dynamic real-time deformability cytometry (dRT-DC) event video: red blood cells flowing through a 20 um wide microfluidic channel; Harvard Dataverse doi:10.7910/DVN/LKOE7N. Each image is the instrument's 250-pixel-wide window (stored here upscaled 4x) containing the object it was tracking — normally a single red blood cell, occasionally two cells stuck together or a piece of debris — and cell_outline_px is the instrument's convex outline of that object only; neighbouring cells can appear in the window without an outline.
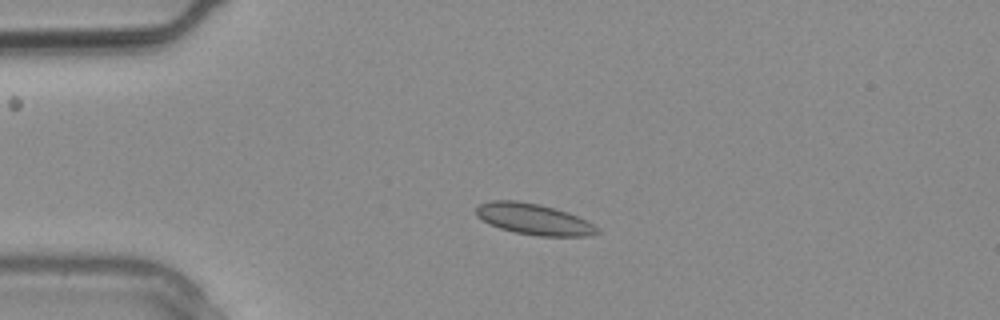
{"species": "common noctule bat (a hibernating species)", "species_latin": "Nyctalus noctula", "temperature_condition": "warm", "stored_images_in_passage": 4, "camera_frame_rate_fps": 3000, "um_per_image_px": 0.085, "animal": {"sex": "male", "body_mass_g": 20.4}, "frame": {"image": 1, "passage_image": 3, "time_ms": 0.667, "image_size_px": [1000, 320], "cell_outline_px": [[600, 232], [588, 236], [540, 236], [516, 232], [500, 228], [476, 216], [476, 208], [480, 204], [492, 200], [516, 200], [540, 204], [568, 212], [592, 224]], "centroid_in_image_um": [45.35, 18.62], "position_along_channel_um": 39.6, "area_um2": 21.56}}
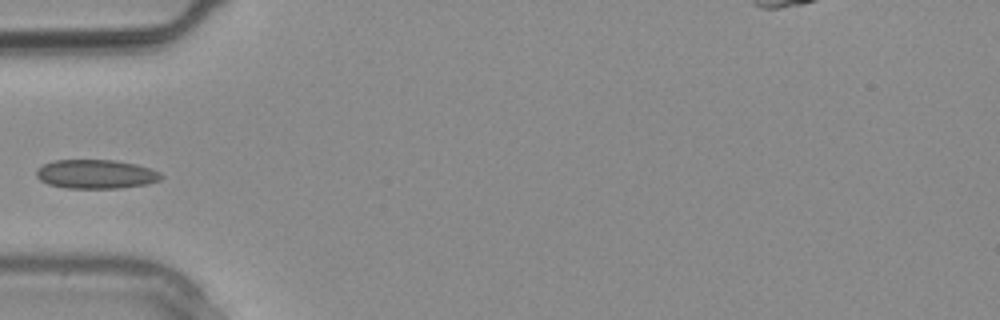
{"frame": {"image": 2, "passage_image": 4, "time_ms": 1.0, "image_size_px": [1000, 320], "cell_outline_px": [[164, 176], [160, 180], [148, 184], [120, 188], [64, 188], [48, 184], [40, 180], [36, 176], [36, 168], [52, 160], [116, 160], [136, 164], [160, 172]], "centroid_in_image_um": [8.14, 14.8], "position_along_channel_um": 76.9, "area_um2": 21.27}}